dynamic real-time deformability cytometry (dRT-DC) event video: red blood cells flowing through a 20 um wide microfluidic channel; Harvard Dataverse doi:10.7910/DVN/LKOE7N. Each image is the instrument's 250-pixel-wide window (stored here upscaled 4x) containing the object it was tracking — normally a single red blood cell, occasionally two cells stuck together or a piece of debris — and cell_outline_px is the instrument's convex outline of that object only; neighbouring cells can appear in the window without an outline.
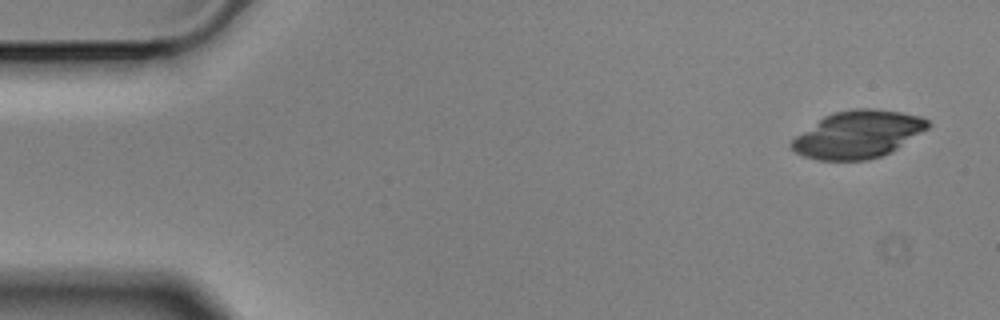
{"species": "Egyptian fruit bat (a non-hibernating species)", "species_latin": "Rousettus aegyptiacus", "temperature_condition": "cold", "stored_images_in_passage": 4, "camera_frame_rate_fps": 3000, "um_per_image_px": 0.085, "animal": {"sex": "male"}, "frame": {"image": 1, "passage_image": 1, "time_ms": 0.0, "image_size_px": [1000, 320], "cell_outline_px": [[932, 124], [928, 128], [896, 148], [880, 156], [868, 160], [816, 160], [804, 156], [796, 152], [792, 148], [792, 140], [796, 136], [824, 116], [832, 112], [856, 108], [872, 108], [900, 112], [920, 116], [928, 120]], "centroid_in_image_um": [72.92, 11.41], "position_along_channel_um": 12.1, "area_um2": 37.17}}